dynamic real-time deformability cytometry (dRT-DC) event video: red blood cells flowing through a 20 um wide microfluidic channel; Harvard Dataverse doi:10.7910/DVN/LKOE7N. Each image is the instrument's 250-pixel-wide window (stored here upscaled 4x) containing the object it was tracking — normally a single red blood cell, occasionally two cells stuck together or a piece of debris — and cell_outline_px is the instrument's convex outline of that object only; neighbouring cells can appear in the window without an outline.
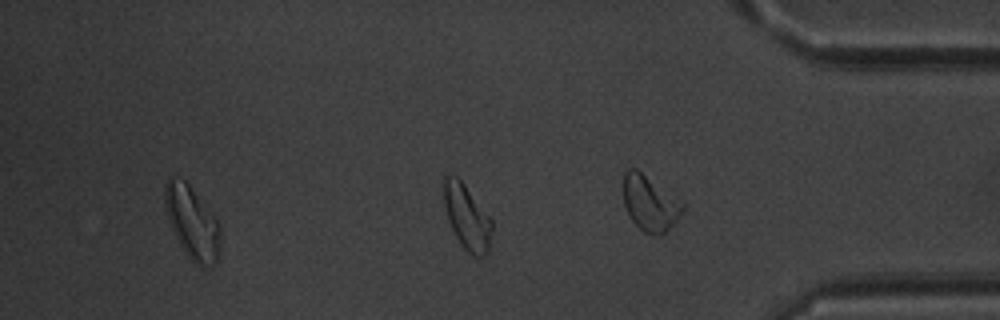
{"species": "common noctule bat (a hibernating species)", "species_latin": "Nyctalus noctula", "temperature_condition": "warm", "stored_images_in_passage": 29, "segment_of_instrument_passage": [2, 2], "camera_frame_rate_fps": 3000, "um_per_image_px": 0.085, "animal": {"sex": "male", "body_mass_g": 20.1, "forearm_length_mm": 53.5}, "frame": {"image": 1, "passage_image": 29, "time_ms": 9.333, "image_size_px": [1000, 320], "cell_outline_px": [[492, 228], [488, 252], [484, 256], [472, 256], [464, 248], [456, 236], [448, 220], [444, 204], [444, 176], [456, 176], [464, 184], [492, 220]], "centroid_in_image_um": [39.7, 18.48], "position_along_channel_um": 395.5, "area_um2": 17.8}}